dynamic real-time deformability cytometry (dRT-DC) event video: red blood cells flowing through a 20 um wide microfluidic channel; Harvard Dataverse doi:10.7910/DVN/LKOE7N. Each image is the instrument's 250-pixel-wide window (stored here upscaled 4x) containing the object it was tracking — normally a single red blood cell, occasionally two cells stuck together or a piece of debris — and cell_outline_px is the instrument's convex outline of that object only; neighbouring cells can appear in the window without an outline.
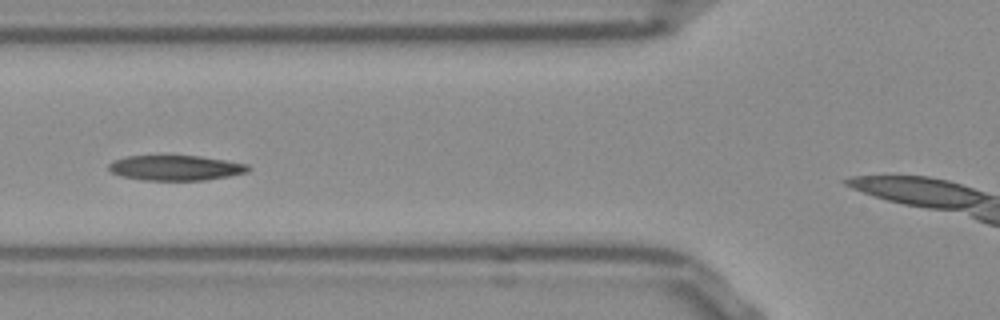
{"species": "Egyptian fruit bat (a non-hibernating species)", "species_latin": "Rousettus aegyptiacus", "temperature_condition": "room temperature", "stored_images_in_passage": 26, "camera_frame_rate_fps": 3000, "um_per_image_px": 0.085, "frame": {"image": 1, "passage_image": 8, "time_ms": 2.333, "image_size_px": [1000, 320], "cell_outline_px": [[248, 172], [228, 176], [204, 180], [144, 180], [120, 176], [112, 172], [108, 168], [108, 164], [112, 160], [128, 156], [200, 156], [248, 164]], "centroid_in_image_um": [14.89, 14.27], "position_along_channel_um": 110.9, "area_um2": 20.29}}